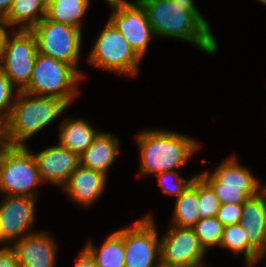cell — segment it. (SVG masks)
<instances>
[{
  "label": "cell",
  "mask_w": 266,
  "mask_h": 267,
  "mask_svg": "<svg viewBox=\"0 0 266 267\" xmlns=\"http://www.w3.org/2000/svg\"><path fill=\"white\" fill-rule=\"evenodd\" d=\"M37 52V41L30 30H12L0 66L18 91L29 84Z\"/></svg>",
  "instance_id": "30bf717a"
},
{
  "label": "cell",
  "mask_w": 266,
  "mask_h": 267,
  "mask_svg": "<svg viewBox=\"0 0 266 267\" xmlns=\"http://www.w3.org/2000/svg\"><path fill=\"white\" fill-rule=\"evenodd\" d=\"M11 146L8 133V115L0 112V153Z\"/></svg>",
  "instance_id": "4dcf8cb0"
},
{
  "label": "cell",
  "mask_w": 266,
  "mask_h": 267,
  "mask_svg": "<svg viewBox=\"0 0 266 267\" xmlns=\"http://www.w3.org/2000/svg\"><path fill=\"white\" fill-rule=\"evenodd\" d=\"M33 156L42 182L52 183L60 188L65 186L72 172L80 165L79 155L59 143Z\"/></svg>",
  "instance_id": "5bb4252c"
},
{
  "label": "cell",
  "mask_w": 266,
  "mask_h": 267,
  "mask_svg": "<svg viewBox=\"0 0 266 267\" xmlns=\"http://www.w3.org/2000/svg\"><path fill=\"white\" fill-rule=\"evenodd\" d=\"M112 11L109 21L143 58L150 41L156 37L144 7L138 0H134L129 5Z\"/></svg>",
  "instance_id": "4fadbf2b"
},
{
  "label": "cell",
  "mask_w": 266,
  "mask_h": 267,
  "mask_svg": "<svg viewBox=\"0 0 266 267\" xmlns=\"http://www.w3.org/2000/svg\"><path fill=\"white\" fill-rule=\"evenodd\" d=\"M18 92L0 66V112L9 115Z\"/></svg>",
  "instance_id": "83f0119b"
},
{
  "label": "cell",
  "mask_w": 266,
  "mask_h": 267,
  "mask_svg": "<svg viewBox=\"0 0 266 267\" xmlns=\"http://www.w3.org/2000/svg\"><path fill=\"white\" fill-rule=\"evenodd\" d=\"M205 254L193 228L170 225L160 239L162 267H206Z\"/></svg>",
  "instance_id": "8fae6325"
},
{
  "label": "cell",
  "mask_w": 266,
  "mask_h": 267,
  "mask_svg": "<svg viewBox=\"0 0 266 267\" xmlns=\"http://www.w3.org/2000/svg\"><path fill=\"white\" fill-rule=\"evenodd\" d=\"M135 138L141 153V175H156L187 166L188 160L201 146L188 135L163 129H147Z\"/></svg>",
  "instance_id": "7a4b0ae2"
},
{
  "label": "cell",
  "mask_w": 266,
  "mask_h": 267,
  "mask_svg": "<svg viewBox=\"0 0 266 267\" xmlns=\"http://www.w3.org/2000/svg\"><path fill=\"white\" fill-rule=\"evenodd\" d=\"M59 144L79 156L92 144L99 131L84 119L64 118L59 126Z\"/></svg>",
  "instance_id": "d6986e66"
},
{
  "label": "cell",
  "mask_w": 266,
  "mask_h": 267,
  "mask_svg": "<svg viewBox=\"0 0 266 267\" xmlns=\"http://www.w3.org/2000/svg\"><path fill=\"white\" fill-rule=\"evenodd\" d=\"M242 216V204H221L216 218L224 225L239 224Z\"/></svg>",
  "instance_id": "f1b7e54d"
},
{
  "label": "cell",
  "mask_w": 266,
  "mask_h": 267,
  "mask_svg": "<svg viewBox=\"0 0 266 267\" xmlns=\"http://www.w3.org/2000/svg\"><path fill=\"white\" fill-rule=\"evenodd\" d=\"M88 63L119 76H135L139 73L142 58L133 50L129 42L108 20L97 37L88 55Z\"/></svg>",
  "instance_id": "52a82bcc"
},
{
  "label": "cell",
  "mask_w": 266,
  "mask_h": 267,
  "mask_svg": "<svg viewBox=\"0 0 266 267\" xmlns=\"http://www.w3.org/2000/svg\"><path fill=\"white\" fill-rule=\"evenodd\" d=\"M90 0H54L47 6L46 18L62 24L82 29Z\"/></svg>",
  "instance_id": "7402d4cb"
},
{
  "label": "cell",
  "mask_w": 266,
  "mask_h": 267,
  "mask_svg": "<svg viewBox=\"0 0 266 267\" xmlns=\"http://www.w3.org/2000/svg\"><path fill=\"white\" fill-rule=\"evenodd\" d=\"M21 267H55L57 243L47 232H32L12 242Z\"/></svg>",
  "instance_id": "9a60e30c"
},
{
  "label": "cell",
  "mask_w": 266,
  "mask_h": 267,
  "mask_svg": "<svg viewBox=\"0 0 266 267\" xmlns=\"http://www.w3.org/2000/svg\"><path fill=\"white\" fill-rule=\"evenodd\" d=\"M67 107L59 98L19 91L8 115V133L12 146H26L27 139L53 122Z\"/></svg>",
  "instance_id": "3957f363"
},
{
  "label": "cell",
  "mask_w": 266,
  "mask_h": 267,
  "mask_svg": "<svg viewBox=\"0 0 266 267\" xmlns=\"http://www.w3.org/2000/svg\"><path fill=\"white\" fill-rule=\"evenodd\" d=\"M153 215L123 228L125 267H160V239ZM157 260V261H156Z\"/></svg>",
  "instance_id": "9c48e42d"
},
{
  "label": "cell",
  "mask_w": 266,
  "mask_h": 267,
  "mask_svg": "<svg viewBox=\"0 0 266 267\" xmlns=\"http://www.w3.org/2000/svg\"><path fill=\"white\" fill-rule=\"evenodd\" d=\"M241 165L233 155L215 167L212 174L204 171L198 173V176L213 190L221 204H243L249 197L262 191L265 186L251 174L248 167Z\"/></svg>",
  "instance_id": "5b68a950"
},
{
  "label": "cell",
  "mask_w": 266,
  "mask_h": 267,
  "mask_svg": "<svg viewBox=\"0 0 266 267\" xmlns=\"http://www.w3.org/2000/svg\"><path fill=\"white\" fill-rule=\"evenodd\" d=\"M46 12L47 6L43 0H13L3 21L10 27L18 25V30H31L46 17Z\"/></svg>",
  "instance_id": "44dd1931"
},
{
  "label": "cell",
  "mask_w": 266,
  "mask_h": 267,
  "mask_svg": "<svg viewBox=\"0 0 266 267\" xmlns=\"http://www.w3.org/2000/svg\"><path fill=\"white\" fill-rule=\"evenodd\" d=\"M120 141L113 134L99 132L92 144L79 156L80 165L104 173L116 161Z\"/></svg>",
  "instance_id": "ac0fdd59"
},
{
  "label": "cell",
  "mask_w": 266,
  "mask_h": 267,
  "mask_svg": "<svg viewBox=\"0 0 266 267\" xmlns=\"http://www.w3.org/2000/svg\"><path fill=\"white\" fill-rule=\"evenodd\" d=\"M84 248L90 253L97 267H125L123 228L109 234L101 246L95 247L89 239Z\"/></svg>",
  "instance_id": "ffe728a7"
},
{
  "label": "cell",
  "mask_w": 266,
  "mask_h": 267,
  "mask_svg": "<svg viewBox=\"0 0 266 267\" xmlns=\"http://www.w3.org/2000/svg\"><path fill=\"white\" fill-rule=\"evenodd\" d=\"M138 1L144 7L156 37L192 43L209 55L217 53L216 38L193 0Z\"/></svg>",
  "instance_id": "6da1fadb"
},
{
  "label": "cell",
  "mask_w": 266,
  "mask_h": 267,
  "mask_svg": "<svg viewBox=\"0 0 266 267\" xmlns=\"http://www.w3.org/2000/svg\"><path fill=\"white\" fill-rule=\"evenodd\" d=\"M264 255L266 256V252L261 255V257H260L261 260H262V258L265 257Z\"/></svg>",
  "instance_id": "f35d334b"
},
{
  "label": "cell",
  "mask_w": 266,
  "mask_h": 267,
  "mask_svg": "<svg viewBox=\"0 0 266 267\" xmlns=\"http://www.w3.org/2000/svg\"><path fill=\"white\" fill-rule=\"evenodd\" d=\"M2 244V235H1V230H0V245Z\"/></svg>",
  "instance_id": "8d00e7d4"
},
{
  "label": "cell",
  "mask_w": 266,
  "mask_h": 267,
  "mask_svg": "<svg viewBox=\"0 0 266 267\" xmlns=\"http://www.w3.org/2000/svg\"><path fill=\"white\" fill-rule=\"evenodd\" d=\"M107 175L79 165L62 188L72 201L90 206L101 197L106 189Z\"/></svg>",
  "instance_id": "2e32d148"
},
{
  "label": "cell",
  "mask_w": 266,
  "mask_h": 267,
  "mask_svg": "<svg viewBox=\"0 0 266 267\" xmlns=\"http://www.w3.org/2000/svg\"><path fill=\"white\" fill-rule=\"evenodd\" d=\"M197 204L200 218L216 217L221 203L213 190L197 176Z\"/></svg>",
  "instance_id": "484cf974"
},
{
  "label": "cell",
  "mask_w": 266,
  "mask_h": 267,
  "mask_svg": "<svg viewBox=\"0 0 266 267\" xmlns=\"http://www.w3.org/2000/svg\"><path fill=\"white\" fill-rule=\"evenodd\" d=\"M74 267H97L90 253L83 247Z\"/></svg>",
  "instance_id": "1f68e13d"
},
{
  "label": "cell",
  "mask_w": 266,
  "mask_h": 267,
  "mask_svg": "<svg viewBox=\"0 0 266 267\" xmlns=\"http://www.w3.org/2000/svg\"><path fill=\"white\" fill-rule=\"evenodd\" d=\"M258 1L266 5V0H258Z\"/></svg>",
  "instance_id": "74e56055"
},
{
  "label": "cell",
  "mask_w": 266,
  "mask_h": 267,
  "mask_svg": "<svg viewBox=\"0 0 266 267\" xmlns=\"http://www.w3.org/2000/svg\"><path fill=\"white\" fill-rule=\"evenodd\" d=\"M228 248L233 254H244L246 267H254L260 261L261 254L249 243V238L239 224L223 227L220 246Z\"/></svg>",
  "instance_id": "603a6c76"
},
{
  "label": "cell",
  "mask_w": 266,
  "mask_h": 267,
  "mask_svg": "<svg viewBox=\"0 0 266 267\" xmlns=\"http://www.w3.org/2000/svg\"><path fill=\"white\" fill-rule=\"evenodd\" d=\"M36 198L19 195H4L0 202V230L2 244L11 246L32 233ZM10 243V244H9Z\"/></svg>",
  "instance_id": "7c38bea8"
},
{
  "label": "cell",
  "mask_w": 266,
  "mask_h": 267,
  "mask_svg": "<svg viewBox=\"0 0 266 267\" xmlns=\"http://www.w3.org/2000/svg\"><path fill=\"white\" fill-rule=\"evenodd\" d=\"M26 146H11L0 153V192L4 195L37 199L42 180L33 156Z\"/></svg>",
  "instance_id": "8992f818"
},
{
  "label": "cell",
  "mask_w": 266,
  "mask_h": 267,
  "mask_svg": "<svg viewBox=\"0 0 266 267\" xmlns=\"http://www.w3.org/2000/svg\"><path fill=\"white\" fill-rule=\"evenodd\" d=\"M224 225L216 218L200 219L192 228L201 247L207 252L211 247L220 246Z\"/></svg>",
  "instance_id": "d4e9b609"
},
{
  "label": "cell",
  "mask_w": 266,
  "mask_h": 267,
  "mask_svg": "<svg viewBox=\"0 0 266 267\" xmlns=\"http://www.w3.org/2000/svg\"><path fill=\"white\" fill-rule=\"evenodd\" d=\"M156 175L162 194L176 196V198H178L198 176V174H196L186 180L181 177L177 171H166Z\"/></svg>",
  "instance_id": "4316f807"
},
{
  "label": "cell",
  "mask_w": 266,
  "mask_h": 267,
  "mask_svg": "<svg viewBox=\"0 0 266 267\" xmlns=\"http://www.w3.org/2000/svg\"><path fill=\"white\" fill-rule=\"evenodd\" d=\"M0 267H21L10 245L0 248Z\"/></svg>",
  "instance_id": "f546056e"
},
{
  "label": "cell",
  "mask_w": 266,
  "mask_h": 267,
  "mask_svg": "<svg viewBox=\"0 0 266 267\" xmlns=\"http://www.w3.org/2000/svg\"><path fill=\"white\" fill-rule=\"evenodd\" d=\"M112 10L120 9L129 5L131 2L126 0H104Z\"/></svg>",
  "instance_id": "e575fe53"
},
{
  "label": "cell",
  "mask_w": 266,
  "mask_h": 267,
  "mask_svg": "<svg viewBox=\"0 0 266 267\" xmlns=\"http://www.w3.org/2000/svg\"><path fill=\"white\" fill-rule=\"evenodd\" d=\"M197 204V177L192 184L176 198L170 225L192 228L199 220Z\"/></svg>",
  "instance_id": "cb8c5ba5"
},
{
  "label": "cell",
  "mask_w": 266,
  "mask_h": 267,
  "mask_svg": "<svg viewBox=\"0 0 266 267\" xmlns=\"http://www.w3.org/2000/svg\"><path fill=\"white\" fill-rule=\"evenodd\" d=\"M54 0H43V2L48 6L50 3H52Z\"/></svg>",
  "instance_id": "d590c367"
},
{
  "label": "cell",
  "mask_w": 266,
  "mask_h": 267,
  "mask_svg": "<svg viewBox=\"0 0 266 267\" xmlns=\"http://www.w3.org/2000/svg\"><path fill=\"white\" fill-rule=\"evenodd\" d=\"M36 38L38 53L78 68L82 30L68 24L56 23L44 17L30 30Z\"/></svg>",
  "instance_id": "ba28073f"
},
{
  "label": "cell",
  "mask_w": 266,
  "mask_h": 267,
  "mask_svg": "<svg viewBox=\"0 0 266 267\" xmlns=\"http://www.w3.org/2000/svg\"><path fill=\"white\" fill-rule=\"evenodd\" d=\"M82 77L72 65L37 52L29 84L23 92L59 98L70 106L79 93L77 83Z\"/></svg>",
  "instance_id": "277c9868"
},
{
  "label": "cell",
  "mask_w": 266,
  "mask_h": 267,
  "mask_svg": "<svg viewBox=\"0 0 266 267\" xmlns=\"http://www.w3.org/2000/svg\"><path fill=\"white\" fill-rule=\"evenodd\" d=\"M240 225L249 243L262 255L266 252V185L257 195L242 204Z\"/></svg>",
  "instance_id": "e0dca14e"
},
{
  "label": "cell",
  "mask_w": 266,
  "mask_h": 267,
  "mask_svg": "<svg viewBox=\"0 0 266 267\" xmlns=\"http://www.w3.org/2000/svg\"><path fill=\"white\" fill-rule=\"evenodd\" d=\"M6 27L11 28L6 22L0 20V62L5 52L8 37L11 35V33L9 34L6 30Z\"/></svg>",
  "instance_id": "d6a6232c"
},
{
  "label": "cell",
  "mask_w": 266,
  "mask_h": 267,
  "mask_svg": "<svg viewBox=\"0 0 266 267\" xmlns=\"http://www.w3.org/2000/svg\"><path fill=\"white\" fill-rule=\"evenodd\" d=\"M12 3L13 0H0V20H3L7 16Z\"/></svg>",
  "instance_id": "836d02e7"
}]
</instances>
